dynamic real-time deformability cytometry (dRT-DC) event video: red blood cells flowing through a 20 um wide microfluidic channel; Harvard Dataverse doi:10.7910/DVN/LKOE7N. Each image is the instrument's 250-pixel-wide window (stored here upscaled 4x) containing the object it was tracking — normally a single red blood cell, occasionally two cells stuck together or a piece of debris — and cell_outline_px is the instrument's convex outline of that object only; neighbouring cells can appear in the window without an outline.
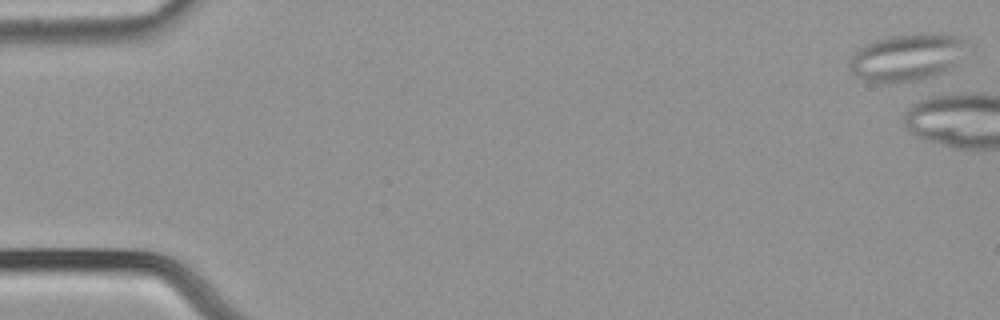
{"species": "common noctule bat (a hibernating species)", "species_latin": "Nyctalus noctula", "temperature_condition": "cold", "stored_images_in_passage": 3, "camera_frame_rate_fps": 3000, "um_per_image_px": 0.085, "animal": {"sex": "male", "body_mass_g": 21.5, "forearm_length_mm": 52.0}, "frame": {"image": 1, "passage_image": 1, "time_ms": 0.0, "image_size_px": [1000, 320], "cell_outline_px": [[976, 48], [956, 64], [944, 72], [920, 80], [864, 80], [852, 72], [848, 64], [856, 48], [872, 40], [888, 36], [920, 32], [944, 32], [960, 36], [968, 40]], "centroid_in_image_um": [77.27, 4.77], "position_along_channel_um": 7.7, "area_um2": 33.29}}